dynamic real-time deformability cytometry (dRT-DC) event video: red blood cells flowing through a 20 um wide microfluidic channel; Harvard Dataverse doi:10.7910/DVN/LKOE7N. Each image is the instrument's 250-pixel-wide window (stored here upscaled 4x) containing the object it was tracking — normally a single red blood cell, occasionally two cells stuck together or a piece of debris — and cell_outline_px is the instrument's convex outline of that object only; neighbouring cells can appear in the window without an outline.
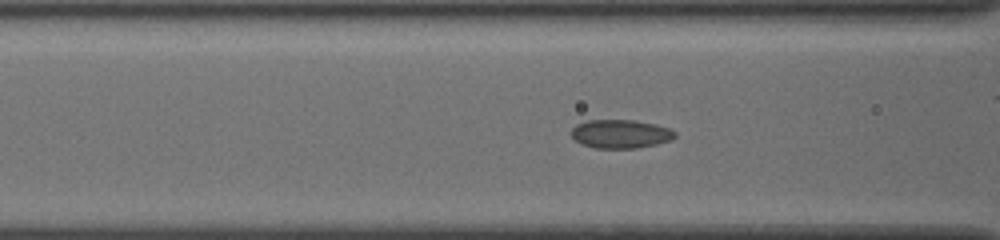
{"species": "common noctule bat (a hibernating species)", "species_latin": "Nyctalus noctula", "temperature_condition": "cold", "stored_images_in_passage": 52, "camera_frame_rate_fps": 3000, "um_per_image_px": 0.085, "animal": {"sex": "female", "body_mass_g": 19.5, "forearm_length_mm": 54.1}, "frame": {"image": 1, "passage_image": 21, "time_ms": 6.667, "image_size_px": [1000, 240], "cell_outline_px": [[676, 136], [672, 140], [656, 144], [636, 148], [596, 148], [580, 144], [572, 136], [572, 128], [576, 124], [588, 120], [636, 120], [656, 124], [668, 128], [676, 132]], "centroid_in_image_um": [52.76, 11.38], "position_along_channel_um": 113.8, "area_um2": 17.34}}
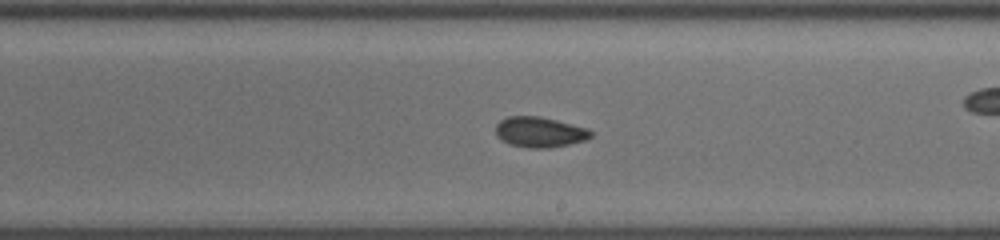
{"frame": {"image": 2, "passage_image": 31, "time_ms": 10.0, "image_size_px": [1000, 240], "cell_outline_px": [[592, 136], [584, 140], [568, 144], [548, 148], [528, 148], [508, 144], [500, 140], [496, 136], [496, 124], [500, 120], [508, 116], [540, 116], [588, 128], [592, 132]], "centroid_in_image_um": [45.83, 11.23], "position_along_channel_um": 243.2, "area_um2": 16.94}}
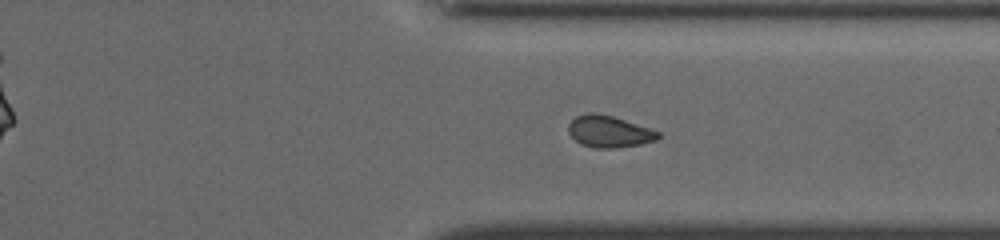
{"frame": {"image": 3, "passage_image": 40, "time_ms": 13.0, "image_size_px": [1000, 240], "cell_outline_px": [[660, 136], [656, 140], [640, 144], [616, 148], [596, 148], [580, 144], [568, 132], [568, 124], [576, 116], [588, 112], [596, 112], [612, 116], [660, 132]], "centroid_in_image_um": [51.74, 11.18], "position_along_channel_um": 359.7, "area_um2": 16.47}, "authors_computed_cell_mechanics": {"area_um2": 17.2822, "velocity_mm_per_s": 3.8814, "shape_relaxation_time_tau1_ms": null, "shape_relaxation_time_tau2_ms": 3.1623, "deformation_change_tau1": null, "deformation_change_tau2": 0.0662}}